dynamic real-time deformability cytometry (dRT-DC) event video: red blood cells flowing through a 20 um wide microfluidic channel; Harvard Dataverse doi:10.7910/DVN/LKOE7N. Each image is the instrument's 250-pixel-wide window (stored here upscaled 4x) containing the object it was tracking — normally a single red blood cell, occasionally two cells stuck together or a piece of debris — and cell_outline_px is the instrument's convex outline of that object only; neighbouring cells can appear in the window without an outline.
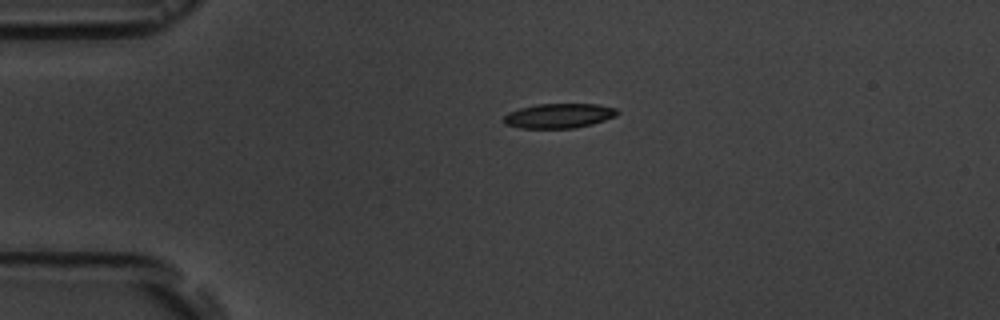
{"species": "common noctule bat (a hibernating species)", "species_latin": "Nyctalus noctula", "temperature_condition": "room temperature", "stored_images_in_passage": 2, "camera_frame_rate_fps": 3000, "um_per_image_px": 0.085, "animal": {"sex": "male", "body_mass_g": 19.5, "forearm_length_mm": 54.6}, "frame": {"image": 1, "passage_image": 1, "time_ms": 0.0, "image_size_px": [1000, 320], "cell_outline_px": [[620, 112], [616, 116], [592, 124], [572, 128], [520, 128], [504, 124], [504, 116], [508, 112], [520, 108], [536, 104], [596, 104], [616, 108]], "centroid_in_image_um": [47.5, 9.84], "position_along_channel_um": 37.5, "area_um2": 16.3}}